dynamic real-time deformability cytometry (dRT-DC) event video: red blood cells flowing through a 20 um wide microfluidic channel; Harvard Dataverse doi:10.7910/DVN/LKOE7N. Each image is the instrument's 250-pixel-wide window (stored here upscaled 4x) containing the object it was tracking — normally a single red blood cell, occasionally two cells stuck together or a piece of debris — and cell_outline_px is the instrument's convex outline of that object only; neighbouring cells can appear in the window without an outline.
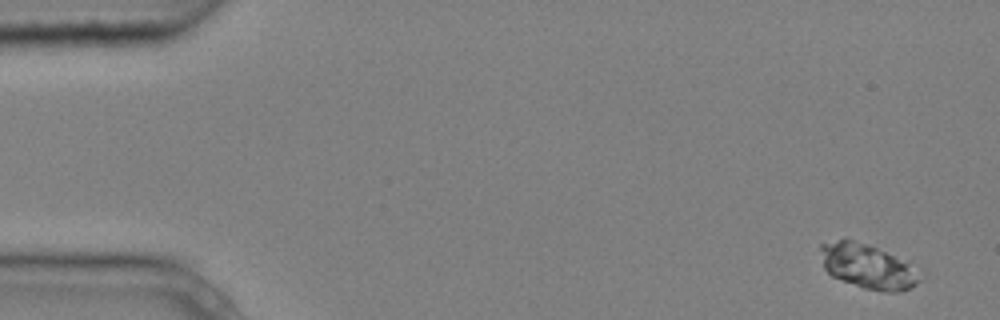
{"species": "common noctule bat (a hibernating species)", "species_latin": "Nyctalus noctula", "temperature_condition": "cold", "stored_images_in_passage": 4, "camera_frame_rate_fps": 3000, "um_per_image_px": 0.085, "animal": {"sex": "male", "body_mass_g": 20.4}, "frame": {"image": 1, "passage_image": 1, "time_ms": 0.0, "image_size_px": [1000, 320], "cell_outline_px": [[924, 276], [916, 284], [908, 288], [896, 292], [884, 292], [864, 288], [832, 276], [824, 268], [820, 248], [820, 244], [840, 240], [852, 240], [876, 248], [892, 256]], "centroid_in_image_um": [73.71, 22.67], "position_along_channel_um": 11.3, "area_um2": 24.74}}